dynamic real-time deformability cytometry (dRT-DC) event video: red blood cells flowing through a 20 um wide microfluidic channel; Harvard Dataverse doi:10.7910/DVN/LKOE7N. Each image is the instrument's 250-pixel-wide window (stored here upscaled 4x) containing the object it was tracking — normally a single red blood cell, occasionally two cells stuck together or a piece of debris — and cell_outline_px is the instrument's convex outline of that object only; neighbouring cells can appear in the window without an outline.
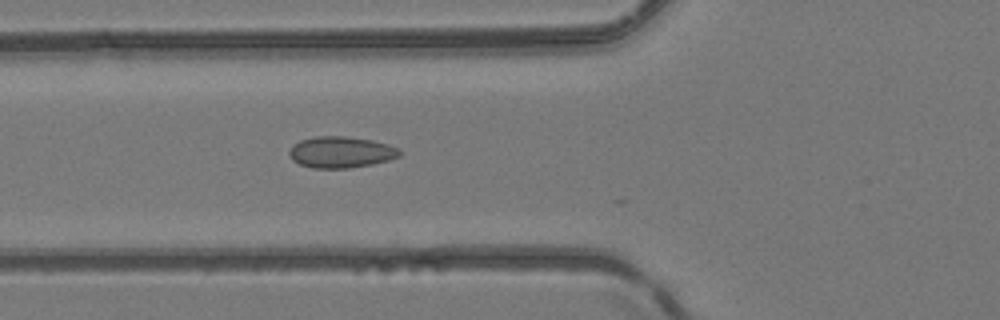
{"species": "common noctule bat (a hibernating species)", "species_latin": "Nyctalus noctula", "temperature_condition": "room temperature", "stored_images_in_passage": 24, "camera_frame_rate_fps": 3000, "um_per_image_px": 0.085, "animal": {"sex": "female", "body_mass_g": 24.6, "forearm_length_mm": 56.2}, "frame": {"image": 1, "passage_image": 20, "time_ms": 6.333, "image_size_px": [1000, 320], "cell_outline_px": [[400, 156], [388, 160], [372, 164], [348, 168], [312, 168], [300, 164], [292, 160], [288, 152], [292, 144], [300, 140], [316, 136], [344, 136], [372, 140], [388, 144], [400, 148]], "centroid_in_image_um": [28.96, 12.93], "position_along_channel_um": 96.8, "area_um2": 20.23}}
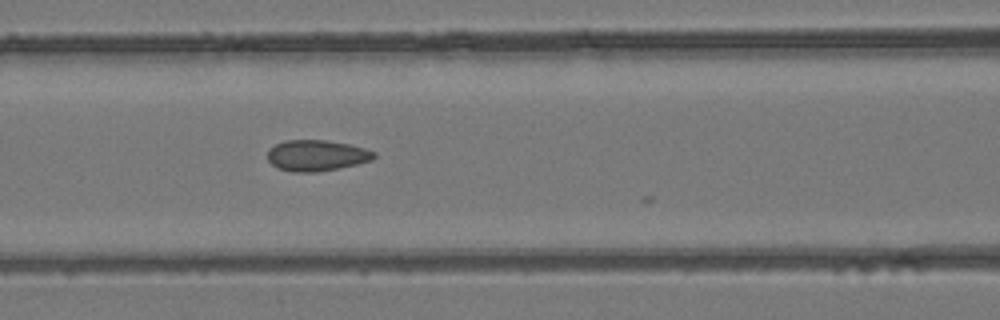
{"frame": {"image": 2, "passage_image": 23, "time_ms": 7.333, "image_size_px": [1000, 320], "cell_outline_px": [[376, 156], [372, 160], [356, 164], [316, 172], [292, 172], [276, 168], [268, 160], [268, 152], [276, 144], [284, 140], [324, 140], [348, 144], [364, 148], [376, 152]], "centroid_in_image_um": [26.9, 13.22], "position_along_channel_um": 139.7, "area_um2": 19.07}}